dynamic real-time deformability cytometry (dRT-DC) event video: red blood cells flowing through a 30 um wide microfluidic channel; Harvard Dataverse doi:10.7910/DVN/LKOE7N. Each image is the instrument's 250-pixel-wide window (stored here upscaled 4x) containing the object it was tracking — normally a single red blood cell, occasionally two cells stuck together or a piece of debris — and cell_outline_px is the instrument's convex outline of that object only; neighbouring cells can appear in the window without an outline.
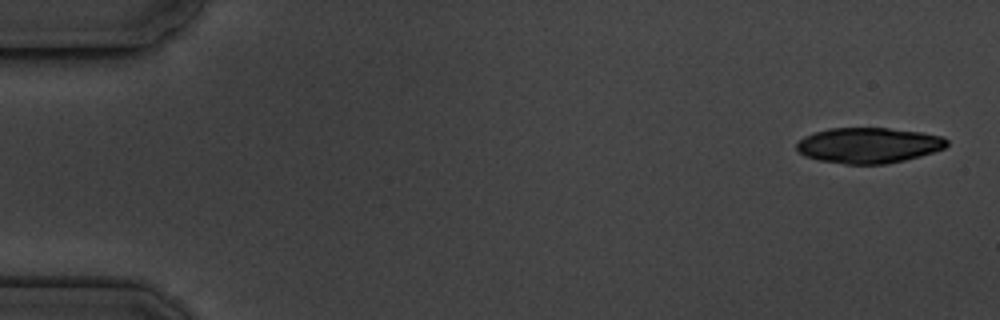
{"species": "common noctule bat (a hibernating species)", "species_latin": "Nyctalus noctula", "temperature_condition": "cold", "stored_images_in_passage": 5, "camera_frame_rate_fps": 3000, "um_per_image_px": 0.085, "animal": {"sex": "male", "body_mass_g": 19.5, "forearm_length_mm": 54.6}, "frame": {"image": 1, "passage_image": 1, "time_ms": 0.0, "image_size_px": [1000, 320], "cell_outline_px": [[948, 144], [944, 148], [920, 156], [904, 160], [884, 164], [844, 164], [816, 160], [804, 156], [796, 148], [796, 144], [804, 136], [812, 132], [828, 128], [888, 128], [924, 132], [944, 136], [948, 140]], "centroid_in_image_um": [73.82, 12.34], "position_along_channel_um": 11.2, "area_um2": 31.39}}